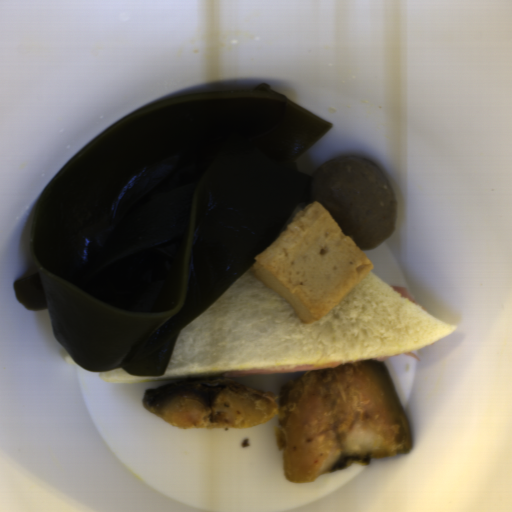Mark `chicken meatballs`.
Segmentation results:
<instances>
[{
  "label": "chicken meatballs",
  "mask_w": 512,
  "mask_h": 512,
  "mask_svg": "<svg viewBox=\"0 0 512 512\" xmlns=\"http://www.w3.org/2000/svg\"><path fill=\"white\" fill-rule=\"evenodd\" d=\"M308 200L326 207L359 249L381 245L394 233V190L371 161L337 156L321 162L312 174Z\"/></svg>",
  "instance_id": "obj_1"
}]
</instances>
